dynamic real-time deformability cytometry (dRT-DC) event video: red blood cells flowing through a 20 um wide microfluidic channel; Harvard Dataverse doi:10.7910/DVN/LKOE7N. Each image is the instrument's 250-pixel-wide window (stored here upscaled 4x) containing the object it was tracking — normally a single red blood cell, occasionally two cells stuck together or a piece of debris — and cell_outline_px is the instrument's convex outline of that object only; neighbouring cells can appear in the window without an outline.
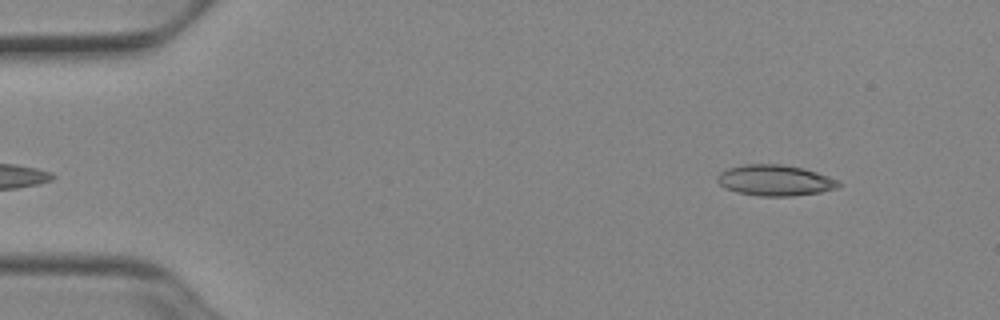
{"species": "Egyptian fruit bat (a non-hibernating species)", "species_latin": "Rousettus aegyptiacus", "temperature_condition": "cold", "stored_images_in_passage": 48, "camera_frame_rate_fps": 3000, "um_per_image_px": 0.085, "animal": {"sex": "female"}, "frame": {"image": 1, "passage_image": 2, "time_ms": 0.333, "image_size_px": [1000, 320], "cell_outline_px": [[844, 184], [840, 188], [820, 192], [792, 196], [760, 196], [736, 192], [724, 188], [716, 180], [716, 176], [720, 172], [728, 168], [744, 164], [780, 164], [804, 168], [840, 180]], "centroid_in_image_um": [65.91, 15.33], "position_along_channel_um": 19.1, "area_um2": 22.14}}
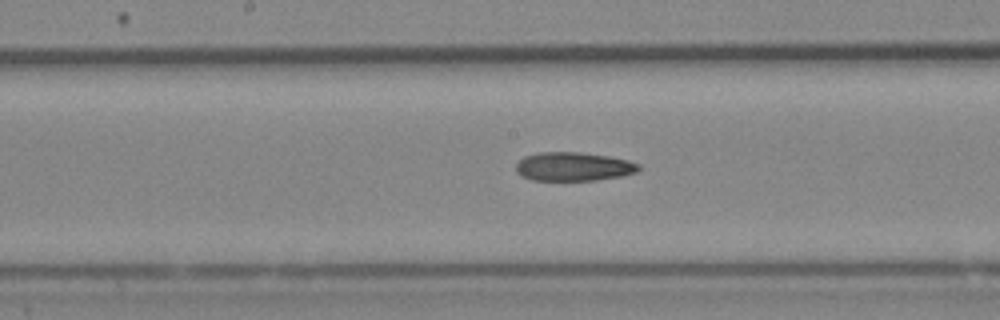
{"frame": {"image": 2, "passage_image": 23, "time_ms": 7.333, "image_size_px": [1000, 320], "cell_outline_px": [[640, 168], [636, 172], [620, 176], [596, 180], [532, 180], [520, 176], [516, 172], [516, 164], [524, 156], [536, 152], [580, 152], [608, 156], [628, 160], [640, 164]], "centroid_in_image_um": [48.71, 14.15], "position_along_channel_um": 199.5, "area_um2": 20.63}}
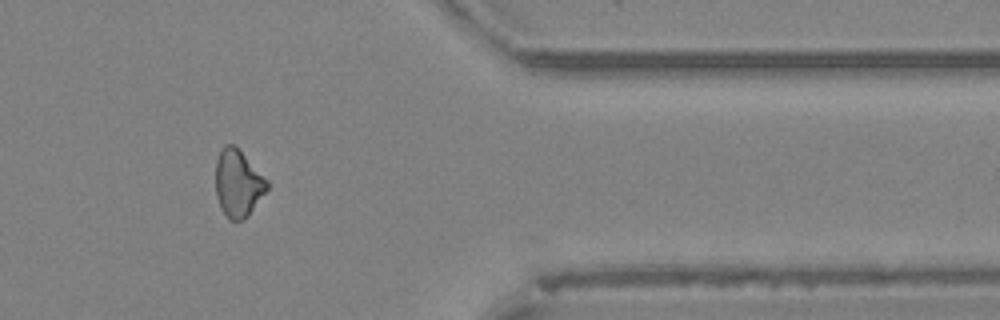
{"frame": {"image": 3, "passage_image": 39, "time_ms": 12.667, "image_size_px": [1000, 320], "cell_outline_px": [[268, 188], [248, 216], [244, 220], [228, 220], [220, 208], [216, 196], [216, 160], [220, 148], [224, 144], [232, 144], [268, 180]], "centroid_in_image_um": [20.2, 15.61], "position_along_channel_um": 391.2, "area_um2": 20.0}}